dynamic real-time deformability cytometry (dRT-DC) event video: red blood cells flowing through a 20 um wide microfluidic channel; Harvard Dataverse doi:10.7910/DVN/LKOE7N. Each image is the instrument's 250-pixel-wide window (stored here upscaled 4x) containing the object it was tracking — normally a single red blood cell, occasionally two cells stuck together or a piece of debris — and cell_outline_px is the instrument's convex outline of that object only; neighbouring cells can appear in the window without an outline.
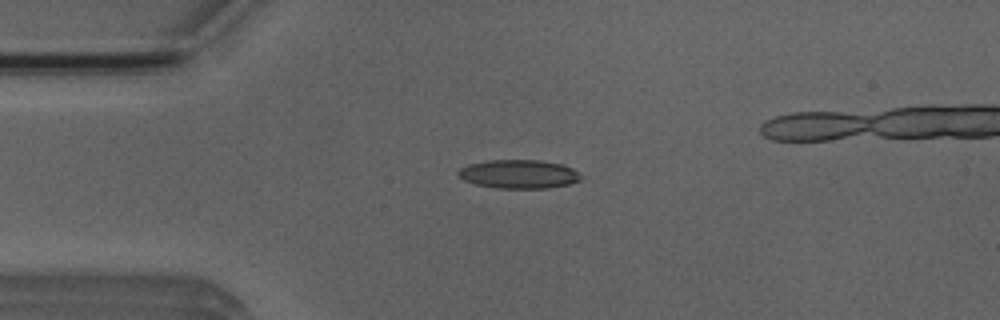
{"species": "Egyptian fruit bat (a non-hibernating species)", "species_latin": "Rousettus aegyptiacus", "temperature_condition": "room temperature", "stored_images_in_passage": 4, "camera_frame_rate_fps": 3000, "um_per_image_px": 0.085, "animal": {"sex": "male"}, "frame": {"image": 1, "passage_image": 3, "time_ms": 2.333, "image_size_px": [1000, 320], "cell_outline_px": [[580, 180], [568, 184], [548, 188], [496, 188], [476, 184], [464, 180], [456, 172], [460, 168], [468, 164], [488, 160], [540, 160], [560, 164], [572, 168], [580, 176]], "centroid_in_image_um": [44.06, 14.79], "position_along_channel_um": 40.9, "area_um2": 20.35}}